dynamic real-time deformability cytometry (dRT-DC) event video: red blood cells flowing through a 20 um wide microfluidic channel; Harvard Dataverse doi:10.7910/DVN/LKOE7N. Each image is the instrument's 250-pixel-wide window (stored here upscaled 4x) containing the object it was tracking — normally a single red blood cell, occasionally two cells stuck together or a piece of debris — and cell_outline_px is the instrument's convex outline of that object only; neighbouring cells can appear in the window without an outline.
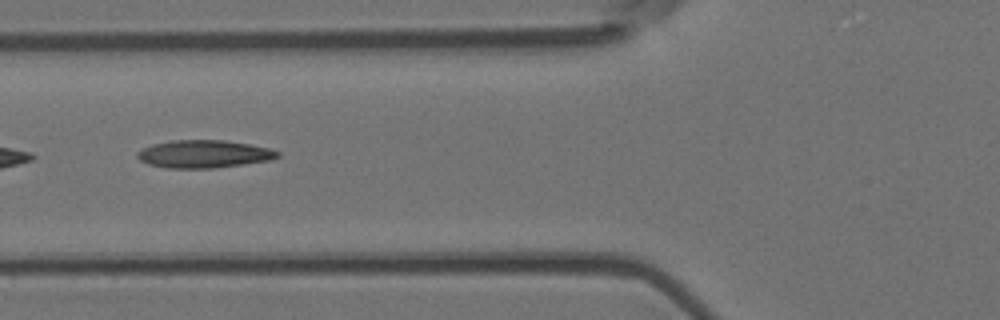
{"species": "Egyptian fruit bat (a non-hibernating species)", "species_latin": "Rousettus aegyptiacus", "temperature_condition": "room temperature", "stored_images_in_passage": 6, "camera_frame_rate_fps": 3000, "um_per_image_px": 0.085, "animal": {"sex": "female"}, "frame": {"image": 1, "passage_image": 6, "time_ms": 1.667, "image_size_px": [1000, 320], "cell_outline_px": [[280, 156], [272, 160], [212, 168], [164, 168], [148, 164], [140, 160], [136, 156], [136, 152], [152, 144], [172, 140], [224, 140], [248, 144], [268, 148], [280, 152]], "centroid_in_image_um": [17.31, 13.09], "position_along_channel_um": 108.5, "area_um2": 22.66}}